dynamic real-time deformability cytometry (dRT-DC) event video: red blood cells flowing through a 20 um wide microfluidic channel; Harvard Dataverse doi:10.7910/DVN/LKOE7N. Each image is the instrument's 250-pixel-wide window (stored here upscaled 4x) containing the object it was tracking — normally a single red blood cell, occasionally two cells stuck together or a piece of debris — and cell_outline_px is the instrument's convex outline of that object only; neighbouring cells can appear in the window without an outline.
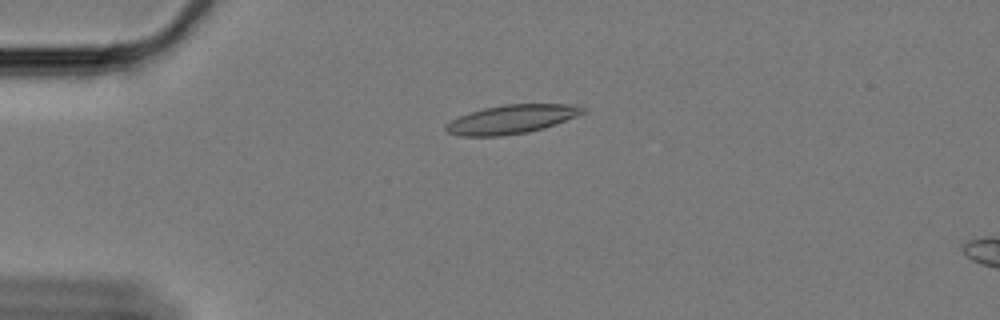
{"species": "Egyptian fruit bat (a non-hibernating species)", "species_latin": "Rousettus aegyptiacus", "temperature_condition": "cold", "stored_images_in_passage": 23, "camera_frame_rate_fps": 3000, "um_per_image_px": 0.085, "animal": {"sex": "female"}, "frame": {"image": 1, "passage_image": 1, "time_ms": 0.0, "image_size_px": [1000, 320], "cell_outline_px": [[588, 112], [544, 128], [528, 132], [500, 136], [460, 136], [448, 132], [444, 128], [444, 124], [460, 116], [484, 108], [504, 104], [576, 104], [588, 108]], "centroid_in_image_um": [43.54, 10.13], "position_along_channel_um": 41.5, "area_um2": 23.06}}
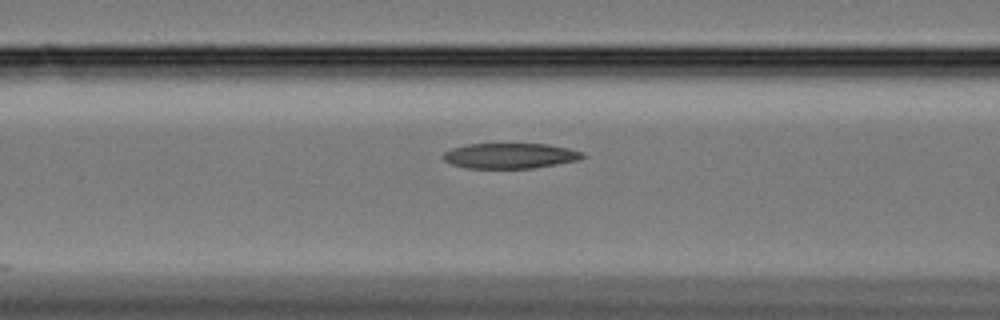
{"frame": {"image": 2, "passage_image": 11, "time_ms": 3.333, "image_size_px": [1000, 320], "cell_outline_px": [[584, 156], [580, 160], [532, 168], [464, 168], [452, 164], [444, 160], [444, 152], [452, 148], [468, 144], [548, 144], [568, 148], [584, 152]], "centroid_in_image_um": [43.37, 13.24], "position_along_channel_um": 123.2, "area_um2": 20.52}}
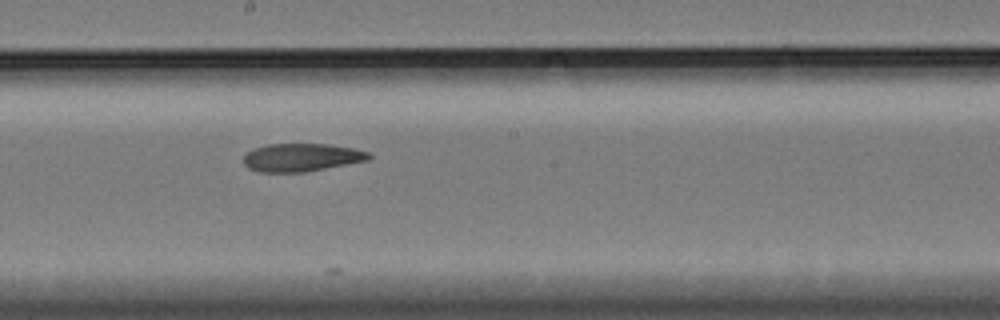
{"frame": {"image": 3, "passage_image": 20, "time_ms": 6.333, "image_size_px": [1000, 320], "cell_outline_px": [[372, 156], [368, 160], [304, 172], [260, 172], [248, 168], [244, 164], [244, 156], [252, 148], [268, 144], [328, 144], [352, 148], [368, 152]], "centroid_in_image_um": [25.6, 13.38], "position_along_channel_um": 222.6, "area_um2": 20.35}}